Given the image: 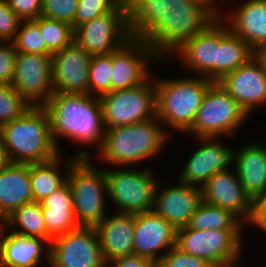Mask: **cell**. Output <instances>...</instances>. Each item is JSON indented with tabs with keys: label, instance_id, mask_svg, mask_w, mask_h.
I'll return each instance as SVG.
<instances>
[{
	"label": "cell",
	"instance_id": "obj_1",
	"mask_svg": "<svg viewBox=\"0 0 266 267\" xmlns=\"http://www.w3.org/2000/svg\"><path fill=\"white\" fill-rule=\"evenodd\" d=\"M132 37L145 40L158 58L173 54L218 17L187 0H127Z\"/></svg>",
	"mask_w": 266,
	"mask_h": 267
},
{
	"label": "cell",
	"instance_id": "obj_2",
	"mask_svg": "<svg viewBox=\"0 0 266 267\" xmlns=\"http://www.w3.org/2000/svg\"><path fill=\"white\" fill-rule=\"evenodd\" d=\"M50 120L54 143L64 137L81 144H96L99 149L106 131L98 97L83 93L54 92L43 105Z\"/></svg>",
	"mask_w": 266,
	"mask_h": 267
},
{
	"label": "cell",
	"instance_id": "obj_3",
	"mask_svg": "<svg viewBox=\"0 0 266 267\" xmlns=\"http://www.w3.org/2000/svg\"><path fill=\"white\" fill-rule=\"evenodd\" d=\"M0 133L12 163H43L60 155L43 106H31L17 119L2 125Z\"/></svg>",
	"mask_w": 266,
	"mask_h": 267
},
{
	"label": "cell",
	"instance_id": "obj_4",
	"mask_svg": "<svg viewBox=\"0 0 266 267\" xmlns=\"http://www.w3.org/2000/svg\"><path fill=\"white\" fill-rule=\"evenodd\" d=\"M157 116L132 125L107 129L98 157L110 165L138 164L159 153L169 134Z\"/></svg>",
	"mask_w": 266,
	"mask_h": 267
},
{
	"label": "cell",
	"instance_id": "obj_5",
	"mask_svg": "<svg viewBox=\"0 0 266 267\" xmlns=\"http://www.w3.org/2000/svg\"><path fill=\"white\" fill-rule=\"evenodd\" d=\"M161 79H155L156 116L159 121L169 125V128L188 133L204 95L213 82L200 76L176 80Z\"/></svg>",
	"mask_w": 266,
	"mask_h": 267
},
{
	"label": "cell",
	"instance_id": "obj_6",
	"mask_svg": "<svg viewBox=\"0 0 266 267\" xmlns=\"http://www.w3.org/2000/svg\"><path fill=\"white\" fill-rule=\"evenodd\" d=\"M89 157H78L68 171L73 207L80 227H96L105 217L107 179L105 169H96Z\"/></svg>",
	"mask_w": 266,
	"mask_h": 267
},
{
	"label": "cell",
	"instance_id": "obj_7",
	"mask_svg": "<svg viewBox=\"0 0 266 267\" xmlns=\"http://www.w3.org/2000/svg\"><path fill=\"white\" fill-rule=\"evenodd\" d=\"M246 111L222 87L213 82L204 95L192 128L188 131L196 138H217L234 133L246 118Z\"/></svg>",
	"mask_w": 266,
	"mask_h": 267
},
{
	"label": "cell",
	"instance_id": "obj_8",
	"mask_svg": "<svg viewBox=\"0 0 266 267\" xmlns=\"http://www.w3.org/2000/svg\"><path fill=\"white\" fill-rule=\"evenodd\" d=\"M99 100L106 130L156 117V84L150 78L139 86L104 94Z\"/></svg>",
	"mask_w": 266,
	"mask_h": 267
},
{
	"label": "cell",
	"instance_id": "obj_9",
	"mask_svg": "<svg viewBox=\"0 0 266 267\" xmlns=\"http://www.w3.org/2000/svg\"><path fill=\"white\" fill-rule=\"evenodd\" d=\"M242 230H196L188 226L176 231V247L203 258L214 267L237 264L242 252Z\"/></svg>",
	"mask_w": 266,
	"mask_h": 267
},
{
	"label": "cell",
	"instance_id": "obj_10",
	"mask_svg": "<svg viewBox=\"0 0 266 267\" xmlns=\"http://www.w3.org/2000/svg\"><path fill=\"white\" fill-rule=\"evenodd\" d=\"M152 172L150 168L105 170L108 197L119 213L139 214L153 210L158 182Z\"/></svg>",
	"mask_w": 266,
	"mask_h": 267
},
{
	"label": "cell",
	"instance_id": "obj_11",
	"mask_svg": "<svg viewBox=\"0 0 266 267\" xmlns=\"http://www.w3.org/2000/svg\"><path fill=\"white\" fill-rule=\"evenodd\" d=\"M131 38L127 0H122L111 12L84 23L74 31V41L91 55L109 54Z\"/></svg>",
	"mask_w": 266,
	"mask_h": 267
},
{
	"label": "cell",
	"instance_id": "obj_12",
	"mask_svg": "<svg viewBox=\"0 0 266 267\" xmlns=\"http://www.w3.org/2000/svg\"><path fill=\"white\" fill-rule=\"evenodd\" d=\"M95 227H80L55 237L49 246L50 267H104Z\"/></svg>",
	"mask_w": 266,
	"mask_h": 267
},
{
	"label": "cell",
	"instance_id": "obj_13",
	"mask_svg": "<svg viewBox=\"0 0 266 267\" xmlns=\"http://www.w3.org/2000/svg\"><path fill=\"white\" fill-rule=\"evenodd\" d=\"M51 68L52 55L18 52L11 85L31 106H43L54 93Z\"/></svg>",
	"mask_w": 266,
	"mask_h": 267
},
{
	"label": "cell",
	"instance_id": "obj_14",
	"mask_svg": "<svg viewBox=\"0 0 266 267\" xmlns=\"http://www.w3.org/2000/svg\"><path fill=\"white\" fill-rule=\"evenodd\" d=\"M156 57L157 54L145 40L134 37L113 51L111 92L144 83L150 77L147 61Z\"/></svg>",
	"mask_w": 266,
	"mask_h": 267
},
{
	"label": "cell",
	"instance_id": "obj_15",
	"mask_svg": "<svg viewBox=\"0 0 266 267\" xmlns=\"http://www.w3.org/2000/svg\"><path fill=\"white\" fill-rule=\"evenodd\" d=\"M231 169L217 172L202 187L204 202L226 209L242 222L254 224L255 202L244 191L238 175Z\"/></svg>",
	"mask_w": 266,
	"mask_h": 267
},
{
	"label": "cell",
	"instance_id": "obj_16",
	"mask_svg": "<svg viewBox=\"0 0 266 267\" xmlns=\"http://www.w3.org/2000/svg\"><path fill=\"white\" fill-rule=\"evenodd\" d=\"M91 58L76 41L52 54L53 91L88 94Z\"/></svg>",
	"mask_w": 266,
	"mask_h": 267
},
{
	"label": "cell",
	"instance_id": "obj_17",
	"mask_svg": "<svg viewBox=\"0 0 266 267\" xmlns=\"http://www.w3.org/2000/svg\"><path fill=\"white\" fill-rule=\"evenodd\" d=\"M178 183L176 186L164 189L160 188L161 185L158 183L153 206V211L163 217L176 230L187 227L191 216L198 211L204 202L202 187L180 181Z\"/></svg>",
	"mask_w": 266,
	"mask_h": 267
},
{
	"label": "cell",
	"instance_id": "obj_18",
	"mask_svg": "<svg viewBox=\"0 0 266 267\" xmlns=\"http://www.w3.org/2000/svg\"><path fill=\"white\" fill-rule=\"evenodd\" d=\"M218 82L248 115L266 102V68L256 55Z\"/></svg>",
	"mask_w": 266,
	"mask_h": 267
},
{
	"label": "cell",
	"instance_id": "obj_19",
	"mask_svg": "<svg viewBox=\"0 0 266 267\" xmlns=\"http://www.w3.org/2000/svg\"><path fill=\"white\" fill-rule=\"evenodd\" d=\"M196 140L201 142L202 147L191 155L177 180L203 187L217 172L230 169L229 166L234 163L236 150L226 147L218 138H196Z\"/></svg>",
	"mask_w": 266,
	"mask_h": 267
},
{
	"label": "cell",
	"instance_id": "obj_20",
	"mask_svg": "<svg viewBox=\"0 0 266 267\" xmlns=\"http://www.w3.org/2000/svg\"><path fill=\"white\" fill-rule=\"evenodd\" d=\"M176 229L153 210L135 214L133 254L159 262L165 253L176 246Z\"/></svg>",
	"mask_w": 266,
	"mask_h": 267
},
{
	"label": "cell",
	"instance_id": "obj_21",
	"mask_svg": "<svg viewBox=\"0 0 266 267\" xmlns=\"http://www.w3.org/2000/svg\"><path fill=\"white\" fill-rule=\"evenodd\" d=\"M220 45V17L204 31L186 41L175 52L187 70L216 82L217 47Z\"/></svg>",
	"mask_w": 266,
	"mask_h": 267
},
{
	"label": "cell",
	"instance_id": "obj_22",
	"mask_svg": "<svg viewBox=\"0 0 266 267\" xmlns=\"http://www.w3.org/2000/svg\"><path fill=\"white\" fill-rule=\"evenodd\" d=\"M135 214L107 216L95 227L107 262L133 254Z\"/></svg>",
	"mask_w": 266,
	"mask_h": 267
},
{
	"label": "cell",
	"instance_id": "obj_23",
	"mask_svg": "<svg viewBox=\"0 0 266 267\" xmlns=\"http://www.w3.org/2000/svg\"><path fill=\"white\" fill-rule=\"evenodd\" d=\"M30 202H33L30 164L11 162L0 170V223Z\"/></svg>",
	"mask_w": 266,
	"mask_h": 267
},
{
	"label": "cell",
	"instance_id": "obj_24",
	"mask_svg": "<svg viewBox=\"0 0 266 267\" xmlns=\"http://www.w3.org/2000/svg\"><path fill=\"white\" fill-rule=\"evenodd\" d=\"M237 9L229 18L224 13L220 17L229 20V29L256 52L266 44V0H248Z\"/></svg>",
	"mask_w": 266,
	"mask_h": 267
},
{
	"label": "cell",
	"instance_id": "obj_25",
	"mask_svg": "<svg viewBox=\"0 0 266 267\" xmlns=\"http://www.w3.org/2000/svg\"><path fill=\"white\" fill-rule=\"evenodd\" d=\"M234 162L244 191L256 203L266 191V147L246 144L235 151Z\"/></svg>",
	"mask_w": 266,
	"mask_h": 267
},
{
	"label": "cell",
	"instance_id": "obj_26",
	"mask_svg": "<svg viewBox=\"0 0 266 267\" xmlns=\"http://www.w3.org/2000/svg\"><path fill=\"white\" fill-rule=\"evenodd\" d=\"M40 203L49 243L59 235L80 228L75 218L73 196L68 180Z\"/></svg>",
	"mask_w": 266,
	"mask_h": 267
},
{
	"label": "cell",
	"instance_id": "obj_27",
	"mask_svg": "<svg viewBox=\"0 0 266 267\" xmlns=\"http://www.w3.org/2000/svg\"><path fill=\"white\" fill-rule=\"evenodd\" d=\"M0 237L3 267H36L41 260L44 247L45 257L49 264L50 243L43 238L29 237L7 230ZM7 234V235H5Z\"/></svg>",
	"mask_w": 266,
	"mask_h": 267
},
{
	"label": "cell",
	"instance_id": "obj_28",
	"mask_svg": "<svg viewBox=\"0 0 266 267\" xmlns=\"http://www.w3.org/2000/svg\"><path fill=\"white\" fill-rule=\"evenodd\" d=\"M226 24L220 17V45L217 47L216 82L245 64L255 55L249 45L234 34Z\"/></svg>",
	"mask_w": 266,
	"mask_h": 267
},
{
	"label": "cell",
	"instance_id": "obj_29",
	"mask_svg": "<svg viewBox=\"0 0 266 267\" xmlns=\"http://www.w3.org/2000/svg\"><path fill=\"white\" fill-rule=\"evenodd\" d=\"M88 150L79 151L75 157L68 159L65 164L61 165L66 169H63L66 174L60 172L62 169L59 164L60 156L58 155L54 159L43 162L30 164V178L32 184V194L33 201L40 202L45 197L49 196L53 191L61 187L66 181L68 176V171L70 169V165L78 158V157H90ZM60 167V168H59ZM62 174V177L60 176Z\"/></svg>",
	"mask_w": 266,
	"mask_h": 267
},
{
	"label": "cell",
	"instance_id": "obj_30",
	"mask_svg": "<svg viewBox=\"0 0 266 267\" xmlns=\"http://www.w3.org/2000/svg\"><path fill=\"white\" fill-rule=\"evenodd\" d=\"M18 227L20 230H18ZM4 228L20 235L47 240V229L41 203L33 201L16 209L8 218L0 223V231Z\"/></svg>",
	"mask_w": 266,
	"mask_h": 267
},
{
	"label": "cell",
	"instance_id": "obj_31",
	"mask_svg": "<svg viewBox=\"0 0 266 267\" xmlns=\"http://www.w3.org/2000/svg\"><path fill=\"white\" fill-rule=\"evenodd\" d=\"M244 223L231 211L203 202L188 227L196 230H241Z\"/></svg>",
	"mask_w": 266,
	"mask_h": 267
},
{
	"label": "cell",
	"instance_id": "obj_32",
	"mask_svg": "<svg viewBox=\"0 0 266 267\" xmlns=\"http://www.w3.org/2000/svg\"><path fill=\"white\" fill-rule=\"evenodd\" d=\"M35 21L39 24L46 47L52 54L61 51L74 41V29L71 24L44 16Z\"/></svg>",
	"mask_w": 266,
	"mask_h": 267
},
{
	"label": "cell",
	"instance_id": "obj_33",
	"mask_svg": "<svg viewBox=\"0 0 266 267\" xmlns=\"http://www.w3.org/2000/svg\"><path fill=\"white\" fill-rule=\"evenodd\" d=\"M88 94L100 97L111 92L112 52L109 54L92 55L89 68Z\"/></svg>",
	"mask_w": 266,
	"mask_h": 267
},
{
	"label": "cell",
	"instance_id": "obj_34",
	"mask_svg": "<svg viewBox=\"0 0 266 267\" xmlns=\"http://www.w3.org/2000/svg\"><path fill=\"white\" fill-rule=\"evenodd\" d=\"M12 42L18 52L52 55L46 47L40 26L35 20H21Z\"/></svg>",
	"mask_w": 266,
	"mask_h": 267
},
{
	"label": "cell",
	"instance_id": "obj_35",
	"mask_svg": "<svg viewBox=\"0 0 266 267\" xmlns=\"http://www.w3.org/2000/svg\"><path fill=\"white\" fill-rule=\"evenodd\" d=\"M30 107L11 84L0 83V127L17 119Z\"/></svg>",
	"mask_w": 266,
	"mask_h": 267
},
{
	"label": "cell",
	"instance_id": "obj_36",
	"mask_svg": "<svg viewBox=\"0 0 266 267\" xmlns=\"http://www.w3.org/2000/svg\"><path fill=\"white\" fill-rule=\"evenodd\" d=\"M122 0H79L74 31L84 23L111 12Z\"/></svg>",
	"mask_w": 266,
	"mask_h": 267
},
{
	"label": "cell",
	"instance_id": "obj_37",
	"mask_svg": "<svg viewBox=\"0 0 266 267\" xmlns=\"http://www.w3.org/2000/svg\"><path fill=\"white\" fill-rule=\"evenodd\" d=\"M79 0H43L42 14L49 19L60 20L72 25L76 16Z\"/></svg>",
	"mask_w": 266,
	"mask_h": 267
},
{
	"label": "cell",
	"instance_id": "obj_38",
	"mask_svg": "<svg viewBox=\"0 0 266 267\" xmlns=\"http://www.w3.org/2000/svg\"><path fill=\"white\" fill-rule=\"evenodd\" d=\"M164 267H214L207 260L187 254L174 246L159 261Z\"/></svg>",
	"mask_w": 266,
	"mask_h": 267
},
{
	"label": "cell",
	"instance_id": "obj_39",
	"mask_svg": "<svg viewBox=\"0 0 266 267\" xmlns=\"http://www.w3.org/2000/svg\"><path fill=\"white\" fill-rule=\"evenodd\" d=\"M21 19L8 6L6 0H0V41L12 42L17 34Z\"/></svg>",
	"mask_w": 266,
	"mask_h": 267
},
{
	"label": "cell",
	"instance_id": "obj_40",
	"mask_svg": "<svg viewBox=\"0 0 266 267\" xmlns=\"http://www.w3.org/2000/svg\"><path fill=\"white\" fill-rule=\"evenodd\" d=\"M18 51L13 42L0 41V83L12 84Z\"/></svg>",
	"mask_w": 266,
	"mask_h": 267
},
{
	"label": "cell",
	"instance_id": "obj_41",
	"mask_svg": "<svg viewBox=\"0 0 266 267\" xmlns=\"http://www.w3.org/2000/svg\"><path fill=\"white\" fill-rule=\"evenodd\" d=\"M21 20H35L42 14L43 0H6Z\"/></svg>",
	"mask_w": 266,
	"mask_h": 267
},
{
	"label": "cell",
	"instance_id": "obj_42",
	"mask_svg": "<svg viewBox=\"0 0 266 267\" xmlns=\"http://www.w3.org/2000/svg\"><path fill=\"white\" fill-rule=\"evenodd\" d=\"M153 263L154 261H152L149 258L132 254L126 257H120L110 262H107V266L109 267H151Z\"/></svg>",
	"mask_w": 266,
	"mask_h": 267
},
{
	"label": "cell",
	"instance_id": "obj_43",
	"mask_svg": "<svg viewBox=\"0 0 266 267\" xmlns=\"http://www.w3.org/2000/svg\"><path fill=\"white\" fill-rule=\"evenodd\" d=\"M254 225L260 229L266 225V191L255 203Z\"/></svg>",
	"mask_w": 266,
	"mask_h": 267
},
{
	"label": "cell",
	"instance_id": "obj_44",
	"mask_svg": "<svg viewBox=\"0 0 266 267\" xmlns=\"http://www.w3.org/2000/svg\"><path fill=\"white\" fill-rule=\"evenodd\" d=\"M195 4H204L207 6L217 17H220L221 10L218 9V1L220 0H187ZM223 1V0H222Z\"/></svg>",
	"mask_w": 266,
	"mask_h": 267
},
{
	"label": "cell",
	"instance_id": "obj_45",
	"mask_svg": "<svg viewBox=\"0 0 266 267\" xmlns=\"http://www.w3.org/2000/svg\"><path fill=\"white\" fill-rule=\"evenodd\" d=\"M11 163V160L8 156L7 149L4 145L1 133H0V170L5 168Z\"/></svg>",
	"mask_w": 266,
	"mask_h": 267
},
{
	"label": "cell",
	"instance_id": "obj_46",
	"mask_svg": "<svg viewBox=\"0 0 266 267\" xmlns=\"http://www.w3.org/2000/svg\"><path fill=\"white\" fill-rule=\"evenodd\" d=\"M255 55L260 59V61L266 68V44L263 45L258 51H256Z\"/></svg>",
	"mask_w": 266,
	"mask_h": 267
},
{
	"label": "cell",
	"instance_id": "obj_47",
	"mask_svg": "<svg viewBox=\"0 0 266 267\" xmlns=\"http://www.w3.org/2000/svg\"><path fill=\"white\" fill-rule=\"evenodd\" d=\"M151 267H164L160 262H154Z\"/></svg>",
	"mask_w": 266,
	"mask_h": 267
},
{
	"label": "cell",
	"instance_id": "obj_48",
	"mask_svg": "<svg viewBox=\"0 0 266 267\" xmlns=\"http://www.w3.org/2000/svg\"><path fill=\"white\" fill-rule=\"evenodd\" d=\"M0 267H3V266H2V253H1V243H0Z\"/></svg>",
	"mask_w": 266,
	"mask_h": 267
},
{
	"label": "cell",
	"instance_id": "obj_49",
	"mask_svg": "<svg viewBox=\"0 0 266 267\" xmlns=\"http://www.w3.org/2000/svg\"><path fill=\"white\" fill-rule=\"evenodd\" d=\"M225 267H238V266H236V264H234V265H229V266H225Z\"/></svg>",
	"mask_w": 266,
	"mask_h": 267
}]
</instances>
